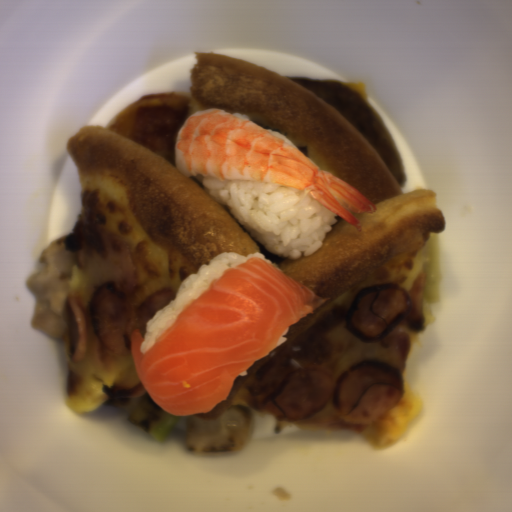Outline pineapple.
Here are the masks:
<instances>
[{
    "mask_svg": "<svg viewBox=\"0 0 512 512\" xmlns=\"http://www.w3.org/2000/svg\"><path fill=\"white\" fill-rule=\"evenodd\" d=\"M403 385L401 400L380 420L364 424L366 444L384 449L393 441L402 438L417 421L422 409L421 402L407 384L403 382Z\"/></svg>",
    "mask_w": 512,
    "mask_h": 512,
    "instance_id": "obj_1",
    "label": "pineapple"
}]
</instances>
